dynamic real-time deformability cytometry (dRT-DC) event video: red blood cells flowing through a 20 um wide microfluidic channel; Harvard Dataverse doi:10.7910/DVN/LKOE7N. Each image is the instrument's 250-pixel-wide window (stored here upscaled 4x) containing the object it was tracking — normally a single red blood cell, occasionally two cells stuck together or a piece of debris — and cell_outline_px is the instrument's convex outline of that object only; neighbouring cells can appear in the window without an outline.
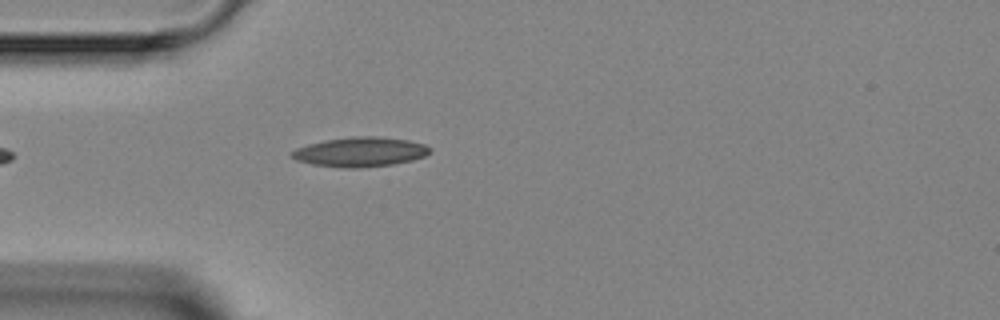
{"species": "Egyptian fruit bat (a non-hibernating species)", "species_latin": "Rousettus aegyptiacus", "temperature_condition": "room temperature", "stored_images_in_passage": 4, "camera_frame_rate_fps": 3000, "um_per_image_px": 0.085, "animal": {"sex": "female"}, "frame": {"image": 1, "passage_image": 4, "time_ms": 4.333, "image_size_px": [1000, 320], "cell_outline_px": [[432, 152], [424, 156], [412, 160], [392, 164], [356, 168], [344, 168], [312, 164], [296, 160], [292, 156], [292, 152], [296, 148], [308, 144], [324, 140], [352, 136], [380, 136], [408, 140], [424, 144], [432, 148]], "centroid_in_image_um": [30.64, 12.9], "position_along_channel_um": 54.4, "area_um2": 23.81}}